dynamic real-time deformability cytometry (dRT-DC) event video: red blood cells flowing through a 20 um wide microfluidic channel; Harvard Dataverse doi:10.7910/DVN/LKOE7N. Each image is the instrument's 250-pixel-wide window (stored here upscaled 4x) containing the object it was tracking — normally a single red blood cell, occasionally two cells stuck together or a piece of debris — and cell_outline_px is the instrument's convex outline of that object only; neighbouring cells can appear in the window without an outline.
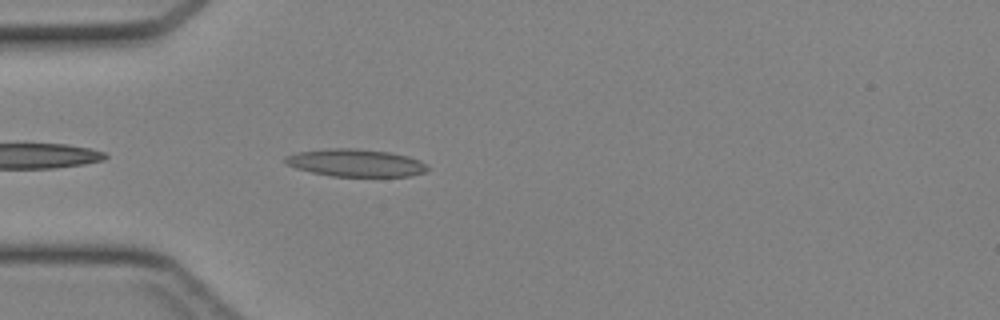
{"species": "Egyptian fruit bat (a non-hibernating species)", "species_latin": "Rousettus aegyptiacus", "temperature_condition": "cold", "stored_images_in_passage": 5, "camera_frame_rate_fps": 3000, "um_per_image_px": 0.085, "animal": {"sex": "female"}, "frame": {"image": 1, "passage_image": 2, "time_ms": 0.333, "image_size_px": [1000, 320], "cell_outline_px": [[432, 168], [424, 172], [412, 176], [332, 176], [312, 172], [296, 168], [284, 164], [284, 156], [296, 152], [332, 148], [356, 148], [388, 152], [408, 156], [420, 160], [428, 164]], "centroid_in_image_um": [30.25, 13.84], "position_along_channel_um": 54.8, "area_um2": 23.0}}